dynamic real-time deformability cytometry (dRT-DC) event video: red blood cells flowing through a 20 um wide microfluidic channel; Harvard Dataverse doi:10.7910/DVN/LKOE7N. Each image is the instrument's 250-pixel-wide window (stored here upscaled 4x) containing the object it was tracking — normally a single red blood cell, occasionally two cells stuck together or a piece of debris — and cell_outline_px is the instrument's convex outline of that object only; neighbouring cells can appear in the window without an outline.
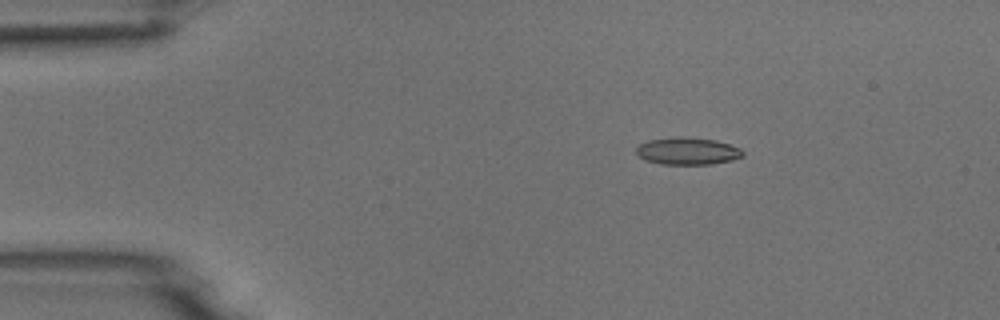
{"species": "common noctule bat (a hibernating species)", "species_latin": "Nyctalus noctula", "temperature_condition": "room temperature", "stored_images_in_passage": 5, "camera_frame_rate_fps": 3000, "um_per_image_px": 0.085, "animal": {"sex": "male", "body_mass_g": 18.8}, "frame": {"image": 1, "passage_image": 3, "time_ms": 0.667, "image_size_px": [1000, 320], "cell_outline_px": [[744, 156], [732, 160], [712, 164], [660, 164], [644, 160], [636, 152], [636, 148], [640, 144], [648, 140], [680, 136], [716, 140], [740, 148], [744, 152]], "centroid_in_image_um": [58.44, 12.84], "position_along_channel_um": 26.6, "area_um2": 16.94}}
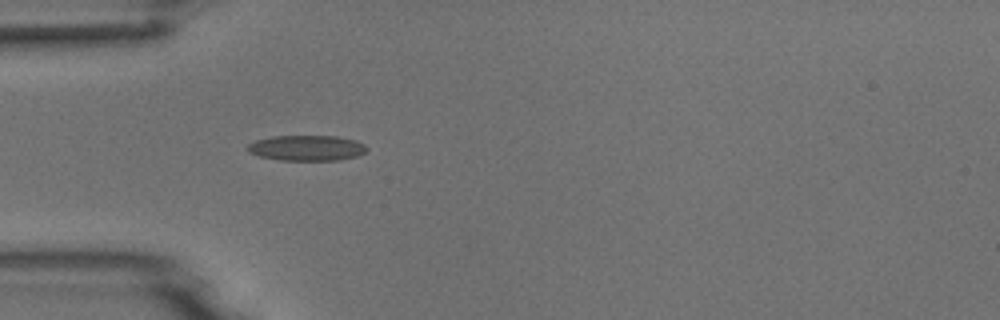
{"frame": {"image": 2, "passage_image": 5, "time_ms": 1.333, "image_size_px": [1000, 320], "cell_outline_px": [[368, 148], [364, 152], [356, 156], [340, 160], [280, 160], [260, 156], [248, 152], [244, 148], [248, 144], [256, 140], [272, 136], [336, 136], [356, 140], [364, 144]], "centroid_in_image_um": [26.05, 12.57], "position_along_channel_um": 59.0, "area_um2": 17.74}}